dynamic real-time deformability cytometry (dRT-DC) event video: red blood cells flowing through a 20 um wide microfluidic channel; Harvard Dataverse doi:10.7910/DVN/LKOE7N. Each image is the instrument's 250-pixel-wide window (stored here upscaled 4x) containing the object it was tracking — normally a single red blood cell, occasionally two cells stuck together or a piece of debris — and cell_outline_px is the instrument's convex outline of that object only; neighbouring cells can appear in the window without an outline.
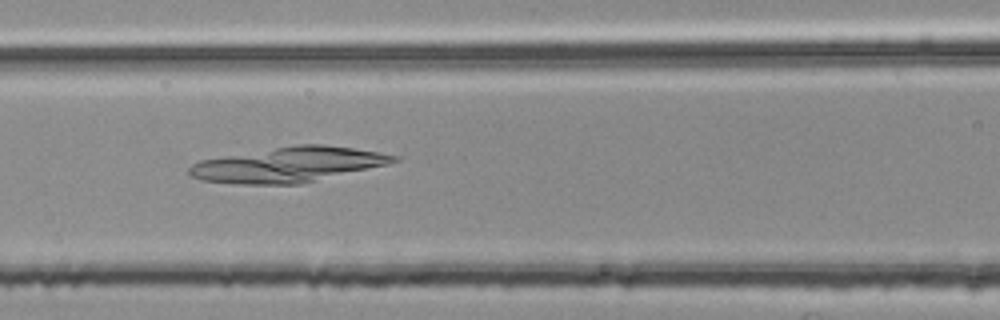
{"species": "common noctule bat (a hibernating species)", "species_latin": "Nyctalus noctula", "temperature_condition": "room temperature", "stored_images_in_passage": 55, "camera_frame_rate_fps": 3000, "um_per_image_px": 0.085, "animal": {"sex": "female", "body_mass_g": 25.1}, "frame": {"image": 1, "passage_image": 24, "time_ms": 7.667, "image_size_px": [1000, 320], "cell_outline_px": [[400, 160], [388, 164], [300, 184], [236, 184], [200, 180], [192, 176], [188, 172], [188, 168], [192, 164], [200, 160], [296, 144], [324, 144], [352, 148], [400, 156]], "centroid_in_image_um": [24.5, 14.0], "position_along_channel_um": 142.1, "area_um2": 41.44}}
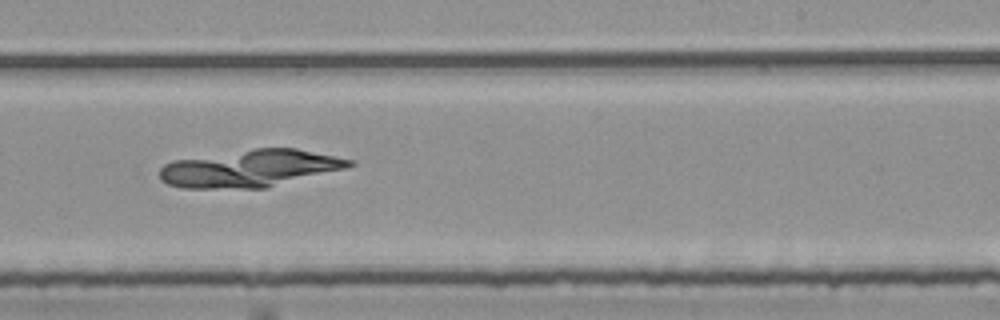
{"frame": {"image": 2, "passage_image": 34, "time_ms": 11.0, "image_size_px": [1000, 320], "cell_outline_px": [[356, 164], [344, 168], [268, 188], [184, 188], [168, 184], [160, 180], [160, 168], [164, 164], [172, 160], [256, 148], [296, 148], [352, 160]], "centroid_in_image_um": [21.21, 14.32], "position_along_channel_um": 267.8, "area_um2": 40.86}}
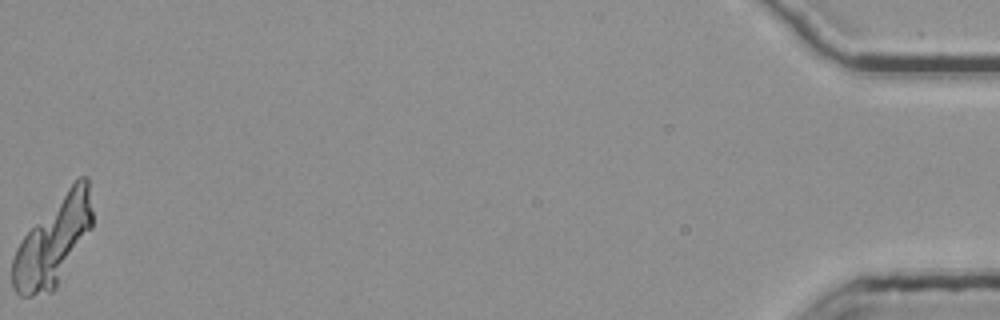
{"frame": {"image": 3, "passage_image": 55, "time_ms": 18.0, "image_size_px": [1000, 320], "cell_outline_px": [[92, 228], [56, 288], [52, 292], [32, 296], [20, 296], [12, 288], [12, 260], [16, 248], [20, 240], [68, 188], [80, 176], [88, 176], [92, 212]], "centroid_in_image_um": [4.52, 20.58], "position_along_channel_um": 430.7, "area_um2": 40.34}}